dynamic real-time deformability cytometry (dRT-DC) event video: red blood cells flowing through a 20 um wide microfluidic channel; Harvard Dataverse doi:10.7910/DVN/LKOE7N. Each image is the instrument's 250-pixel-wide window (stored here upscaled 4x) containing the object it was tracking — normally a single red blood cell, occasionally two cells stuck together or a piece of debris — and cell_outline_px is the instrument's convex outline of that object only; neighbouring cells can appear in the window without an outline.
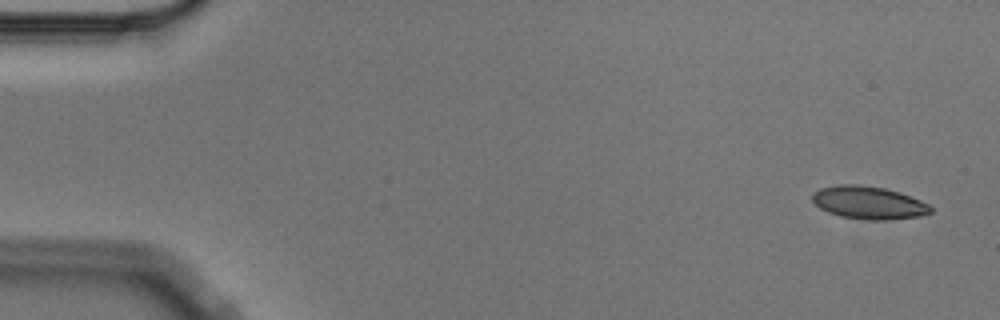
{"species": "Egyptian fruit bat (a non-hibernating species)", "species_latin": "Rousettus aegyptiacus", "temperature_condition": "cold", "stored_images_in_passage": 5, "camera_frame_rate_fps": 3000, "um_per_image_px": 0.085, "animal": {"sex": "male"}, "frame": {"image": 1, "passage_image": 1, "time_ms": 0.0, "image_size_px": [1000, 320], "cell_outline_px": [[932, 212], [920, 216], [884, 220], [868, 220], [840, 216], [828, 212], [820, 208], [812, 200], [812, 192], [820, 188], [840, 184], [860, 184], [884, 188], [900, 192], [920, 200], [928, 204], [932, 208]], "centroid_in_image_um": [73.82, 17.22], "position_along_channel_um": 11.2, "area_um2": 22.66}}